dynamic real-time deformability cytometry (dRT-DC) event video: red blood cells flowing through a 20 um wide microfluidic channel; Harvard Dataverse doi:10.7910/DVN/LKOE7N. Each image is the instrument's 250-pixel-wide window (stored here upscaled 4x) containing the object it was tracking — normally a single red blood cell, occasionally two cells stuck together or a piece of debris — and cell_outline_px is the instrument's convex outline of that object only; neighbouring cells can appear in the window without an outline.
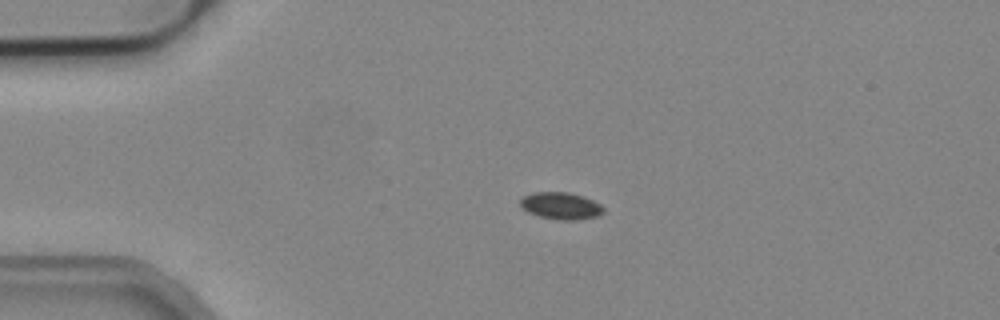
{"species": "common noctule bat (a hibernating species)", "species_latin": "Nyctalus noctula", "temperature_condition": "cold", "stored_images_in_passage": 2, "camera_frame_rate_fps": 3000, "um_per_image_px": 0.085, "animal": {"sex": "male", "body_mass_g": 19.2, "forearm_length_mm": 51.8}, "frame": {"image": 1, "passage_image": 1, "time_ms": 0.0, "image_size_px": [1000, 320], "cell_outline_px": [[604, 212], [596, 216], [576, 220], [560, 220], [540, 216], [528, 212], [520, 204], [520, 200], [524, 196], [532, 192], [568, 192], [592, 200], [600, 204], [604, 208]], "centroid_in_image_um": [47.67, 17.49], "position_along_channel_um": 37.3, "area_um2": 12.89}}